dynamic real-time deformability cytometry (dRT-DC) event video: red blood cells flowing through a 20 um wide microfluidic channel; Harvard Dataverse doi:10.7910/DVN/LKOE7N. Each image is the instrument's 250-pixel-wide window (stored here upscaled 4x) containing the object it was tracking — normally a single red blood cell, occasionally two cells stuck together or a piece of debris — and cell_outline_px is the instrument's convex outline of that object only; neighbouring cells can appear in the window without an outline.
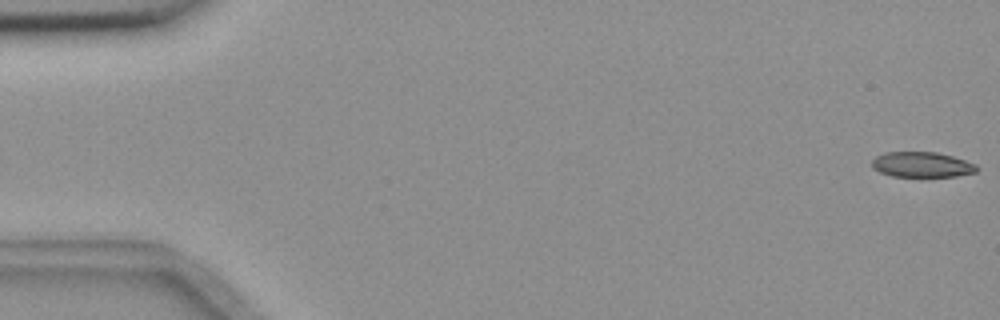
{"species": "common noctule bat (a hibernating species)", "species_latin": "Nyctalus noctula", "temperature_condition": "room temperature", "stored_images_in_passage": 51, "camera_frame_rate_fps": 3000, "um_per_image_px": 0.085, "animal": {"sex": "female", "body_mass_g": 18.4}, "frame": {"image": 1, "passage_image": 1, "time_ms": 0.0, "image_size_px": [1000, 320], "cell_outline_px": [[976, 172], [956, 176], [892, 176], [880, 172], [872, 168], [872, 160], [876, 156], [884, 152], [936, 152], [952, 156], [976, 164]], "centroid_in_image_um": [78.32, 13.98], "position_along_channel_um": 6.7, "area_um2": 15.32}}
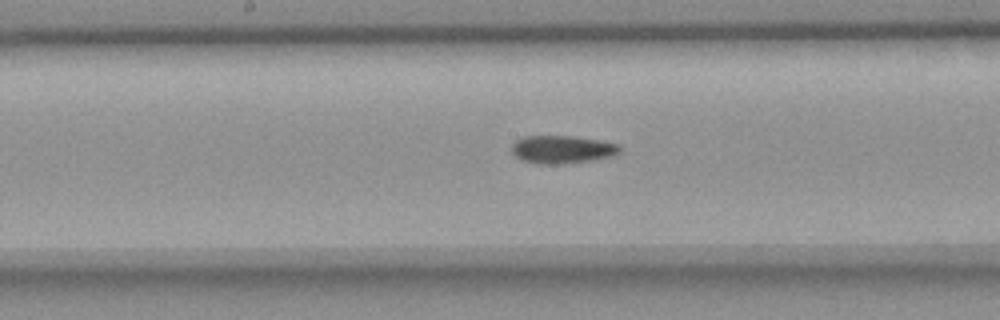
{"frame": {"image": 2, "passage_image": 29, "time_ms": 9.333, "image_size_px": [1000, 320], "cell_outline_px": [[620, 152], [608, 156], [592, 160], [560, 164], [536, 164], [520, 160], [512, 152], [512, 144], [516, 140], [524, 136], [572, 136], [600, 140], [620, 144]], "centroid_in_image_um": [47.75, 12.7], "position_along_channel_um": 200.5, "area_um2": 17.57}}
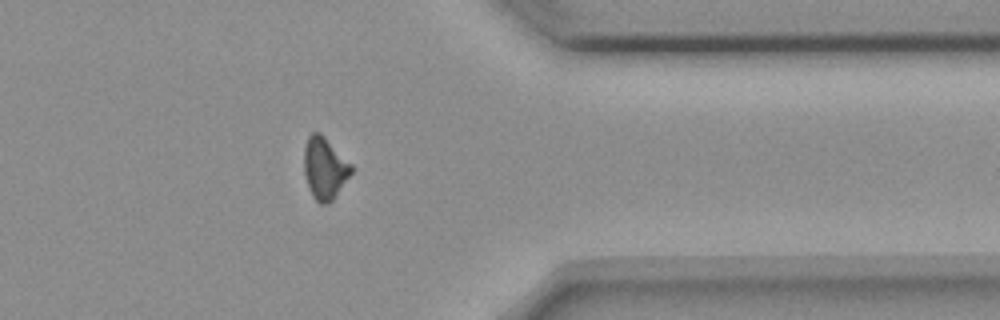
{"frame": {"image": 3, "passage_image": 45, "time_ms": 14.667, "image_size_px": [1000, 320], "cell_outline_px": [[352, 172], [332, 200], [328, 204], [320, 204], [312, 196], [308, 188], [304, 172], [304, 144], [308, 136], [312, 132], [320, 132], [352, 164]], "centroid_in_image_um": [27.57, 14.29], "position_along_channel_um": 383.8, "area_um2": 17.05}}